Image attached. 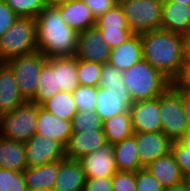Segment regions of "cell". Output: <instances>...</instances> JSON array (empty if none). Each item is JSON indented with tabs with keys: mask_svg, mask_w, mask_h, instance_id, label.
Returning a JSON list of instances; mask_svg holds the SVG:
<instances>
[{
	"mask_svg": "<svg viewBox=\"0 0 190 191\" xmlns=\"http://www.w3.org/2000/svg\"><path fill=\"white\" fill-rule=\"evenodd\" d=\"M162 131L172 142L181 141L189 131L181 95L170 86L159 96Z\"/></svg>",
	"mask_w": 190,
	"mask_h": 191,
	"instance_id": "obj_5",
	"label": "cell"
},
{
	"mask_svg": "<svg viewBox=\"0 0 190 191\" xmlns=\"http://www.w3.org/2000/svg\"><path fill=\"white\" fill-rule=\"evenodd\" d=\"M95 27L98 30H130L123 9L119 3L97 17Z\"/></svg>",
	"mask_w": 190,
	"mask_h": 191,
	"instance_id": "obj_30",
	"label": "cell"
},
{
	"mask_svg": "<svg viewBox=\"0 0 190 191\" xmlns=\"http://www.w3.org/2000/svg\"><path fill=\"white\" fill-rule=\"evenodd\" d=\"M129 112L133 133L162 131L159 97L135 101Z\"/></svg>",
	"mask_w": 190,
	"mask_h": 191,
	"instance_id": "obj_10",
	"label": "cell"
},
{
	"mask_svg": "<svg viewBox=\"0 0 190 191\" xmlns=\"http://www.w3.org/2000/svg\"><path fill=\"white\" fill-rule=\"evenodd\" d=\"M176 91L190 92V61H184L171 85Z\"/></svg>",
	"mask_w": 190,
	"mask_h": 191,
	"instance_id": "obj_41",
	"label": "cell"
},
{
	"mask_svg": "<svg viewBox=\"0 0 190 191\" xmlns=\"http://www.w3.org/2000/svg\"><path fill=\"white\" fill-rule=\"evenodd\" d=\"M181 95V101L184 106L185 115L188 122V129L190 130V92L177 91Z\"/></svg>",
	"mask_w": 190,
	"mask_h": 191,
	"instance_id": "obj_45",
	"label": "cell"
},
{
	"mask_svg": "<svg viewBox=\"0 0 190 191\" xmlns=\"http://www.w3.org/2000/svg\"><path fill=\"white\" fill-rule=\"evenodd\" d=\"M18 16L10 7L0 0V37L12 26Z\"/></svg>",
	"mask_w": 190,
	"mask_h": 191,
	"instance_id": "obj_43",
	"label": "cell"
},
{
	"mask_svg": "<svg viewBox=\"0 0 190 191\" xmlns=\"http://www.w3.org/2000/svg\"><path fill=\"white\" fill-rule=\"evenodd\" d=\"M46 7L58 6L65 0H42Z\"/></svg>",
	"mask_w": 190,
	"mask_h": 191,
	"instance_id": "obj_48",
	"label": "cell"
},
{
	"mask_svg": "<svg viewBox=\"0 0 190 191\" xmlns=\"http://www.w3.org/2000/svg\"><path fill=\"white\" fill-rule=\"evenodd\" d=\"M38 87L34 98L30 101L41 105L59 92L55 81V58H47L38 75Z\"/></svg>",
	"mask_w": 190,
	"mask_h": 191,
	"instance_id": "obj_27",
	"label": "cell"
},
{
	"mask_svg": "<svg viewBox=\"0 0 190 191\" xmlns=\"http://www.w3.org/2000/svg\"><path fill=\"white\" fill-rule=\"evenodd\" d=\"M59 160L36 167H27L23 171L24 182L28 191H52L57 172Z\"/></svg>",
	"mask_w": 190,
	"mask_h": 191,
	"instance_id": "obj_22",
	"label": "cell"
},
{
	"mask_svg": "<svg viewBox=\"0 0 190 191\" xmlns=\"http://www.w3.org/2000/svg\"><path fill=\"white\" fill-rule=\"evenodd\" d=\"M185 180L187 181V183L189 184V187H190V176L185 177Z\"/></svg>",
	"mask_w": 190,
	"mask_h": 191,
	"instance_id": "obj_51",
	"label": "cell"
},
{
	"mask_svg": "<svg viewBox=\"0 0 190 191\" xmlns=\"http://www.w3.org/2000/svg\"><path fill=\"white\" fill-rule=\"evenodd\" d=\"M103 130V121L95 110L77 111L71 120V132L81 133L83 131Z\"/></svg>",
	"mask_w": 190,
	"mask_h": 191,
	"instance_id": "obj_31",
	"label": "cell"
},
{
	"mask_svg": "<svg viewBox=\"0 0 190 191\" xmlns=\"http://www.w3.org/2000/svg\"><path fill=\"white\" fill-rule=\"evenodd\" d=\"M136 191H164L160 182L144 167L135 172Z\"/></svg>",
	"mask_w": 190,
	"mask_h": 191,
	"instance_id": "obj_38",
	"label": "cell"
},
{
	"mask_svg": "<svg viewBox=\"0 0 190 191\" xmlns=\"http://www.w3.org/2000/svg\"><path fill=\"white\" fill-rule=\"evenodd\" d=\"M83 191H113L112 176L86 178Z\"/></svg>",
	"mask_w": 190,
	"mask_h": 191,
	"instance_id": "obj_42",
	"label": "cell"
},
{
	"mask_svg": "<svg viewBox=\"0 0 190 191\" xmlns=\"http://www.w3.org/2000/svg\"><path fill=\"white\" fill-rule=\"evenodd\" d=\"M98 87L113 89H127L123 82V71L105 63L101 69L100 81Z\"/></svg>",
	"mask_w": 190,
	"mask_h": 191,
	"instance_id": "obj_34",
	"label": "cell"
},
{
	"mask_svg": "<svg viewBox=\"0 0 190 191\" xmlns=\"http://www.w3.org/2000/svg\"><path fill=\"white\" fill-rule=\"evenodd\" d=\"M35 134L57 140L65 148L72 134L71 121L61 119L37 105Z\"/></svg>",
	"mask_w": 190,
	"mask_h": 191,
	"instance_id": "obj_15",
	"label": "cell"
},
{
	"mask_svg": "<svg viewBox=\"0 0 190 191\" xmlns=\"http://www.w3.org/2000/svg\"><path fill=\"white\" fill-rule=\"evenodd\" d=\"M36 121L37 104L26 101L11 112L0 115V136L26 142L35 135Z\"/></svg>",
	"mask_w": 190,
	"mask_h": 191,
	"instance_id": "obj_7",
	"label": "cell"
},
{
	"mask_svg": "<svg viewBox=\"0 0 190 191\" xmlns=\"http://www.w3.org/2000/svg\"><path fill=\"white\" fill-rule=\"evenodd\" d=\"M188 148H190V130L186 133L184 138L181 140Z\"/></svg>",
	"mask_w": 190,
	"mask_h": 191,
	"instance_id": "obj_49",
	"label": "cell"
},
{
	"mask_svg": "<svg viewBox=\"0 0 190 191\" xmlns=\"http://www.w3.org/2000/svg\"><path fill=\"white\" fill-rule=\"evenodd\" d=\"M0 191H28L23 172L0 168Z\"/></svg>",
	"mask_w": 190,
	"mask_h": 191,
	"instance_id": "obj_36",
	"label": "cell"
},
{
	"mask_svg": "<svg viewBox=\"0 0 190 191\" xmlns=\"http://www.w3.org/2000/svg\"><path fill=\"white\" fill-rule=\"evenodd\" d=\"M134 135L113 144L117 171L136 172L144 168L140 164Z\"/></svg>",
	"mask_w": 190,
	"mask_h": 191,
	"instance_id": "obj_25",
	"label": "cell"
},
{
	"mask_svg": "<svg viewBox=\"0 0 190 191\" xmlns=\"http://www.w3.org/2000/svg\"><path fill=\"white\" fill-rule=\"evenodd\" d=\"M35 20L37 51L46 58L75 56L79 32L65 24L55 6L45 7Z\"/></svg>",
	"mask_w": 190,
	"mask_h": 191,
	"instance_id": "obj_2",
	"label": "cell"
},
{
	"mask_svg": "<svg viewBox=\"0 0 190 191\" xmlns=\"http://www.w3.org/2000/svg\"><path fill=\"white\" fill-rule=\"evenodd\" d=\"M143 59L140 34H134L126 42L111 49L108 63L125 71Z\"/></svg>",
	"mask_w": 190,
	"mask_h": 191,
	"instance_id": "obj_21",
	"label": "cell"
},
{
	"mask_svg": "<svg viewBox=\"0 0 190 191\" xmlns=\"http://www.w3.org/2000/svg\"><path fill=\"white\" fill-rule=\"evenodd\" d=\"M103 133L109 144H115L133 135L130 112H123L103 121Z\"/></svg>",
	"mask_w": 190,
	"mask_h": 191,
	"instance_id": "obj_28",
	"label": "cell"
},
{
	"mask_svg": "<svg viewBox=\"0 0 190 191\" xmlns=\"http://www.w3.org/2000/svg\"><path fill=\"white\" fill-rule=\"evenodd\" d=\"M171 153L179 166L181 173L188 177L190 176V148L182 141L172 142Z\"/></svg>",
	"mask_w": 190,
	"mask_h": 191,
	"instance_id": "obj_37",
	"label": "cell"
},
{
	"mask_svg": "<svg viewBox=\"0 0 190 191\" xmlns=\"http://www.w3.org/2000/svg\"><path fill=\"white\" fill-rule=\"evenodd\" d=\"M90 9L95 18L112 9L118 3L115 0H82Z\"/></svg>",
	"mask_w": 190,
	"mask_h": 191,
	"instance_id": "obj_44",
	"label": "cell"
},
{
	"mask_svg": "<svg viewBox=\"0 0 190 191\" xmlns=\"http://www.w3.org/2000/svg\"><path fill=\"white\" fill-rule=\"evenodd\" d=\"M86 178L113 176L117 172L113 145L105 144L96 151L78 159Z\"/></svg>",
	"mask_w": 190,
	"mask_h": 191,
	"instance_id": "obj_13",
	"label": "cell"
},
{
	"mask_svg": "<svg viewBox=\"0 0 190 191\" xmlns=\"http://www.w3.org/2000/svg\"><path fill=\"white\" fill-rule=\"evenodd\" d=\"M100 32L110 49L121 45L134 35L131 30H100Z\"/></svg>",
	"mask_w": 190,
	"mask_h": 191,
	"instance_id": "obj_40",
	"label": "cell"
},
{
	"mask_svg": "<svg viewBox=\"0 0 190 191\" xmlns=\"http://www.w3.org/2000/svg\"><path fill=\"white\" fill-rule=\"evenodd\" d=\"M132 103L127 89L109 90L97 87L95 112L102 121L123 112H129Z\"/></svg>",
	"mask_w": 190,
	"mask_h": 191,
	"instance_id": "obj_12",
	"label": "cell"
},
{
	"mask_svg": "<svg viewBox=\"0 0 190 191\" xmlns=\"http://www.w3.org/2000/svg\"><path fill=\"white\" fill-rule=\"evenodd\" d=\"M46 111L64 119L72 120L77 113V107L71 92L59 91L53 97L49 98L40 105Z\"/></svg>",
	"mask_w": 190,
	"mask_h": 191,
	"instance_id": "obj_29",
	"label": "cell"
},
{
	"mask_svg": "<svg viewBox=\"0 0 190 191\" xmlns=\"http://www.w3.org/2000/svg\"><path fill=\"white\" fill-rule=\"evenodd\" d=\"M169 1H175V2H179L181 4H185L187 6H190V0H169Z\"/></svg>",
	"mask_w": 190,
	"mask_h": 191,
	"instance_id": "obj_50",
	"label": "cell"
},
{
	"mask_svg": "<svg viewBox=\"0 0 190 191\" xmlns=\"http://www.w3.org/2000/svg\"><path fill=\"white\" fill-rule=\"evenodd\" d=\"M133 135L140 164L143 167L171 152L172 141L163 132L133 133Z\"/></svg>",
	"mask_w": 190,
	"mask_h": 191,
	"instance_id": "obj_14",
	"label": "cell"
},
{
	"mask_svg": "<svg viewBox=\"0 0 190 191\" xmlns=\"http://www.w3.org/2000/svg\"><path fill=\"white\" fill-rule=\"evenodd\" d=\"M164 187H171L185 180L171 152L158 157L145 167Z\"/></svg>",
	"mask_w": 190,
	"mask_h": 191,
	"instance_id": "obj_23",
	"label": "cell"
},
{
	"mask_svg": "<svg viewBox=\"0 0 190 191\" xmlns=\"http://www.w3.org/2000/svg\"><path fill=\"white\" fill-rule=\"evenodd\" d=\"M107 144L103 130L72 133L65 146V158L78 160Z\"/></svg>",
	"mask_w": 190,
	"mask_h": 191,
	"instance_id": "obj_17",
	"label": "cell"
},
{
	"mask_svg": "<svg viewBox=\"0 0 190 191\" xmlns=\"http://www.w3.org/2000/svg\"><path fill=\"white\" fill-rule=\"evenodd\" d=\"M27 167H36L65 159V148L57 141L39 134L24 142Z\"/></svg>",
	"mask_w": 190,
	"mask_h": 191,
	"instance_id": "obj_9",
	"label": "cell"
},
{
	"mask_svg": "<svg viewBox=\"0 0 190 191\" xmlns=\"http://www.w3.org/2000/svg\"><path fill=\"white\" fill-rule=\"evenodd\" d=\"M140 38L143 59L172 82L185 60L184 36L157 29L140 34Z\"/></svg>",
	"mask_w": 190,
	"mask_h": 191,
	"instance_id": "obj_1",
	"label": "cell"
},
{
	"mask_svg": "<svg viewBox=\"0 0 190 191\" xmlns=\"http://www.w3.org/2000/svg\"><path fill=\"white\" fill-rule=\"evenodd\" d=\"M163 0H122L128 27L134 34L160 29Z\"/></svg>",
	"mask_w": 190,
	"mask_h": 191,
	"instance_id": "obj_6",
	"label": "cell"
},
{
	"mask_svg": "<svg viewBox=\"0 0 190 191\" xmlns=\"http://www.w3.org/2000/svg\"><path fill=\"white\" fill-rule=\"evenodd\" d=\"M55 7L65 24L78 32L95 27L96 18L82 0H65Z\"/></svg>",
	"mask_w": 190,
	"mask_h": 191,
	"instance_id": "obj_18",
	"label": "cell"
},
{
	"mask_svg": "<svg viewBox=\"0 0 190 191\" xmlns=\"http://www.w3.org/2000/svg\"><path fill=\"white\" fill-rule=\"evenodd\" d=\"M113 191H136L135 172L117 171L112 176Z\"/></svg>",
	"mask_w": 190,
	"mask_h": 191,
	"instance_id": "obj_39",
	"label": "cell"
},
{
	"mask_svg": "<svg viewBox=\"0 0 190 191\" xmlns=\"http://www.w3.org/2000/svg\"><path fill=\"white\" fill-rule=\"evenodd\" d=\"M55 81L59 91L72 93L79 86L75 56L55 57Z\"/></svg>",
	"mask_w": 190,
	"mask_h": 191,
	"instance_id": "obj_26",
	"label": "cell"
},
{
	"mask_svg": "<svg viewBox=\"0 0 190 191\" xmlns=\"http://www.w3.org/2000/svg\"><path fill=\"white\" fill-rule=\"evenodd\" d=\"M164 191H190L189 184L186 180L171 187L164 188Z\"/></svg>",
	"mask_w": 190,
	"mask_h": 191,
	"instance_id": "obj_46",
	"label": "cell"
},
{
	"mask_svg": "<svg viewBox=\"0 0 190 191\" xmlns=\"http://www.w3.org/2000/svg\"><path fill=\"white\" fill-rule=\"evenodd\" d=\"M86 176L78 160H59L58 172L52 191H83Z\"/></svg>",
	"mask_w": 190,
	"mask_h": 191,
	"instance_id": "obj_19",
	"label": "cell"
},
{
	"mask_svg": "<svg viewBox=\"0 0 190 191\" xmlns=\"http://www.w3.org/2000/svg\"><path fill=\"white\" fill-rule=\"evenodd\" d=\"M103 64L77 60V77L79 85L98 87Z\"/></svg>",
	"mask_w": 190,
	"mask_h": 191,
	"instance_id": "obj_32",
	"label": "cell"
},
{
	"mask_svg": "<svg viewBox=\"0 0 190 191\" xmlns=\"http://www.w3.org/2000/svg\"><path fill=\"white\" fill-rule=\"evenodd\" d=\"M18 17H34L46 7L42 0H3Z\"/></svg>",
	"mask_w": 190,
	"mask_h": 191,
	"instance_id": "obj_33",
	"label": "cell"
},
{
	"mask_svg": "<svg viewBox=\"0 0 190 191\" xmlns=\"http://www.w3.org/2000/svg\"><path fill=\"white\" fill-rule=\"evenodd\" d=\"M123 82L133 102L159 97L172 85L168 78L144 59L123 71Z\"/></svg>",
	"mask_w": 190,
	"mask_h": 191,
	"instance_id": "obj_3",
	"label": "cell"
},
{
	"mask_svg": "<svg viewBox=\"0 0 190 191\" xmlns=\"http://www.w3.org/2000/svg\"><path fill=\"white\" fill-rule=\"evenodd\" d=\"M25 102L11 68L5 62H0V115L11 112Z\"/></svg>",
	"mask_w": 190,
	"mask_h": 191,
	"instance_id": "obj_20",
	"label": "cell"
},
{
	"mask_svg": "<svg viewBox=\"0 0 190 191\" xmlns=\"http://www.w3.org/2000/svg\"><path fill=\"white\" fill-rule=\"evenodd\" d=\"M72 94L77 111L95 110L97 87L79 85Z\"/></svg>",
	"mask_w": 190,
	"mask_h": 191,
	"instance_id": "obj_35",
	"label": "cell"
},
{
	"mask_svg": "<svg viewBox=\"0 0 190 191\" xmlns=\"http://www.w3.org/2000/svg\"><path fill=\"white\" fill-rule=\"evenodd\" d=\"M111 49L104 42L103 36L96 27L79 32L75 57L100 64L108 63Z\"/></svg>",
	"mask_w": 190,
	"mask_h": 191,
	"instance_id": "obj_11",
	"label": "cell"
},
{
	"mask_svg": "<svg viewBox=\"0 0 190 191\" xmlns=\"http://www.w3.org/2000/svg\"><path fill=\"white\" fill-rule=\"evenodd\" d=\"M184 53H185L184 61H190V34L184 36Z\"/></svg>",
	"mask_w": 190,
	"mask_h": 191,
	"instance_id": "obj_47",
	"label": "cell"
},
{
	"mask_svg": "<svg viewBox=\"0 0 190 191\" xmlns=\"http://www.w3.org/2000/svg\"><path fill=\"white\" fill-rule=\"evenodd\" d=\"M0 168L23 172L27 168L24 142L0 136Z\"/></svg>",
	"mask_w": 190,
	"mask_h": 191,
	"instance_id": "obj_24",
	"label": "cell"
},
{
	"mask_svg": "<svg viewBox=\"0 0 190 191\" xmlns=\"http://www.w3.org/2000/svg\"><path fill=\"white\" fill-rule=\"evenodd\" d=\"M160 29L182 36L190 34V6L163 0Z\"/></svg>",
	"mask_w": 190,
	"mask_h": 191,
	"instance_id": "obj_16",
	"label": "cell"
},
{
	"mask_svg": "<svg viewBox=\"0 0 190 191\" xmlns=\"http://www.w3.org/2000/svg\"><path fill=\"white\" fill-rule=\"evenodd\" d=\"M37 51L36 20L34 17H18L0 37V62Z\"/></svg>",
	"mask_w": 190,
	"mask_h": 191,
	"instance_id": "obj_4",
	"label": "cell"
},
{
	"mask_svg": "<svg viewBox=\"0 0 190 191\" xmlns=\"http://www.w3.org/2000/svg\"><path fill=\"white\" fill-rule=\"evenodd\" d=\"M46 57L39 51L12 58L5 62L14 74L20 95L31 101L38 87V75Z\"/></svg>",
	"mask_w": 190,
	"mask_h": 191,
	"instance_id": "obj_8",
	"label": "cell"
}]
</instances>
